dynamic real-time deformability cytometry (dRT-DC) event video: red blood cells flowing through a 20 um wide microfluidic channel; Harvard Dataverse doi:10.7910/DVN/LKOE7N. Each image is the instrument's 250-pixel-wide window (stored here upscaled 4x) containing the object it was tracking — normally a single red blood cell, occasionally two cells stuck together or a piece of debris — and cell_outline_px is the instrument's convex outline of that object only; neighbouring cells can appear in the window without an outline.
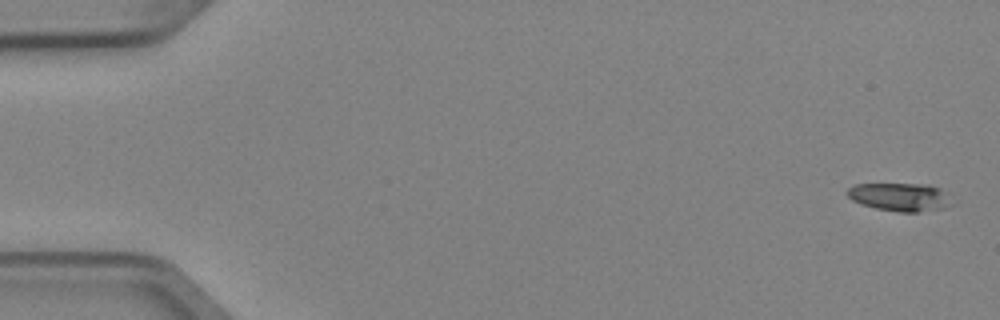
{"species": "Egyptian fruit bat (a non-hibernating species)", "species_latin": "Rousettus aegyptiacus", "temperature_condition": "cold", "stored_images_in_passage": 5, "camera_frame_rate_fps": 3000, "um_per_image_px": 0.085, "animal": {"sex": "female"}, "frame": {"image": 1, "passage_image": 1, "time_ms": 0.0, "image_size_px": [1000, 320], "cell_outline_px": [[956, 204], [944, 208], [920, 212], [896, 212], [876, 208], [860, 204], [852, 200], [844, 192], [848, 188], [856, 184], [928, 184], [940, 188], [948, 192]], "centroid_in_image_um": [76.57, 16.75], "position_along_channel_um": 8.4, "area_um2": 17.69}}
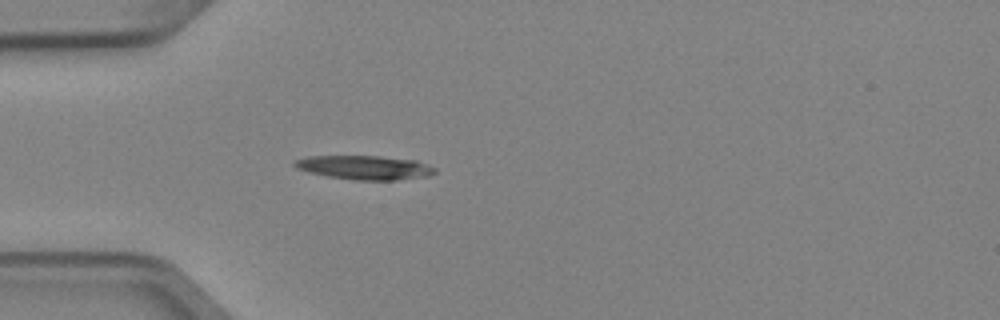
{"frame": {"image": 2, "passage_image": 5, "time_ms": 1.333, "image_size_px": [1000, 320], "cell_outline_px": [[436, 172], [428, 176], [396, 180], [356, 180], [328, 176], [308, 172], [296, 168], [292, 164], [292, 160], [308, 156], [380, 156], [416, 160], [428, 164], [436, 168]], "centroid_in_image_um": [30.98, 14.23], "position_along_channel_um": 54.0, "area_um2": 19.77}}